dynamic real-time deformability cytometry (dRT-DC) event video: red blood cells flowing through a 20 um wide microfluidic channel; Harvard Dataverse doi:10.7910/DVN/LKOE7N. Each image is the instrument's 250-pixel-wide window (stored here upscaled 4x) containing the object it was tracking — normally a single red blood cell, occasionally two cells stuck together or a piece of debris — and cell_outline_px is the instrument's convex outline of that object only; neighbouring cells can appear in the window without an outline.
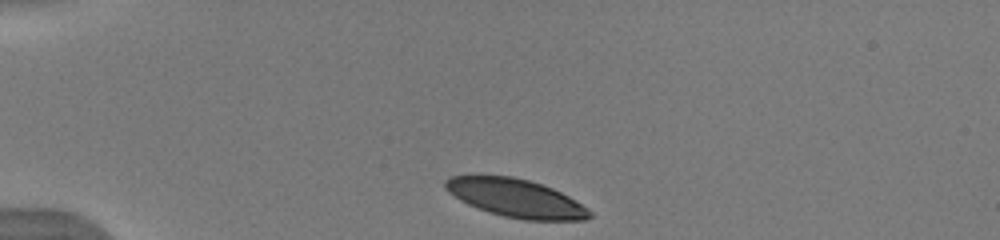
{"species": "human", "species_latin": "Homo sapiens", "temperature_condition": "warm", "stored_images_in_passage": 27, "camera_frame_rate_fps": 3000, "um_per_image_px": 0.085, "donor": {"sex": "male"}, "frame": {"image": 1, "passage_image": 1, "time_ms": 0.0, "image_size_px": [1000, 240], "cell_outline_px": [[592, 216], [584, 220], [524, 220], [504, 216], [488, 212], [468, 204], [460, 200], [448, 192], [444, 188], [444, 180], [448, 176], [512, 176], [528, 180], [552, 188], [576, 200], [588, 208], [592, 212]], "centroid_in_image_um": [43.84, 16.84], "position_along_channel_um": 41.2, "area_um2": 32.02}}
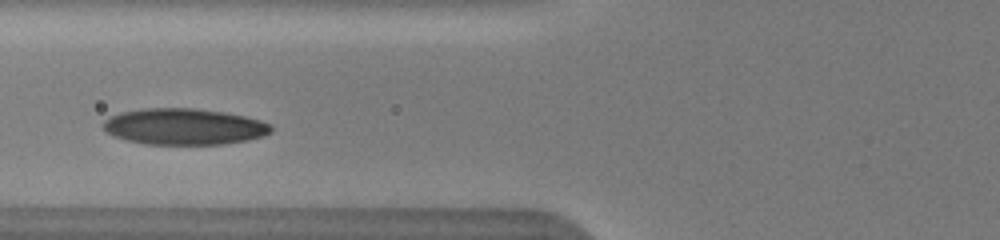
{"frame": {"image": 2, "passage_image": 8, "time_ms": 2.333, "image_size_px": [1000, 240], "cell_outline_px": [[272, 132], [264, 136], [248, 140], [224, 144], [144, 144], [128, 140], [116, 136], [108, 132], [100, 124], [108, 116], [120, 112], [144, 108], [196, 108], [224, 112], [244, 116], [260, 120], [272, 124]], "centroid_in_image_um": [15.66, 10.75], "position_along_channel_um": 110.1, "area_um2": 35.66}}
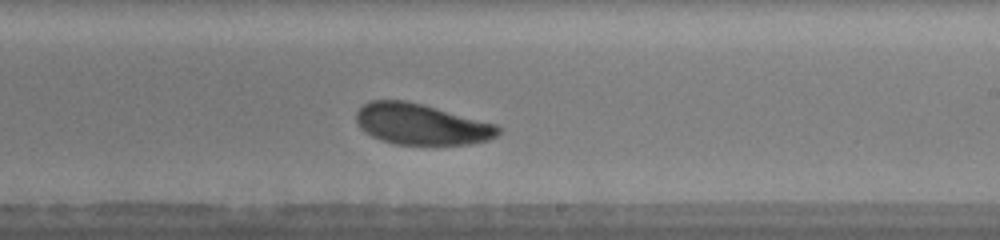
{"frame": {"image": 3, "passage_image": 15, "time_ms": 4.667, "image_size_px": [1000, 240], "cell_outline_px": [[500, 132], [496, 136], [488, 140], [468, 144], [396, 144], [372, 136], [364, 132], [360, 128], [356, 120], [356, 112], [364, 104], [372, 100], [404, 100], [436, 108], [496, 124], [500, 128]], "centroid_in_image_um": [35.79, 10.56], "position_along_channel_um": 253.2, "area_um2": 33.41}}